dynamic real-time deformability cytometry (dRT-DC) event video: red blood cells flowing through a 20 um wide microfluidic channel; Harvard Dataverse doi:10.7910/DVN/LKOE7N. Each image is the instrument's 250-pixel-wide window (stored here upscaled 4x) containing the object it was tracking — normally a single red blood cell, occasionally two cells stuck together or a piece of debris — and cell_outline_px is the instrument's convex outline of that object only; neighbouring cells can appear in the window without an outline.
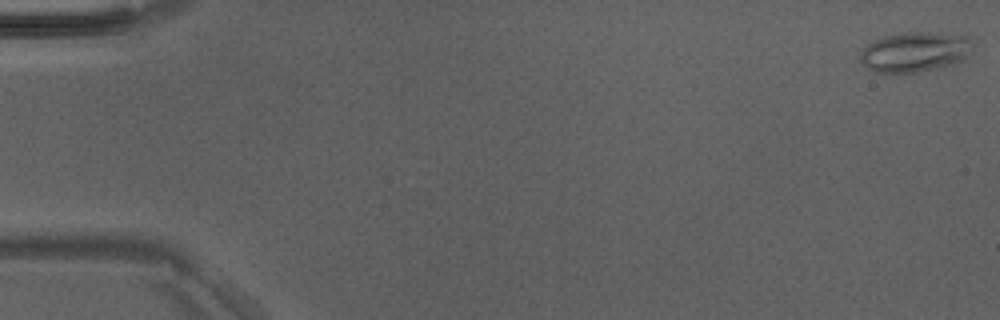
{"species": "Egyptian fruit bat (a non-hibernating species)", "species_latin": "Rousettus aegyptiacus", "temperature_condition": "room temperature", "stored_images_in_passage": 9, "camera_frame_rate_fps": 3000, "um_per_image_px": 0.085, "animal": {"sex": "male"}, "frame": {"image": 1, "passage_image": 1, "time_ms": 0.0, "image_size_px": [1000, 320], "cell_outline_px": [[976, 40], [972, 52], [964, 60], [952, 64], [916, 72], [876, 72], [868, 68], [860, 60], [860, 52], [868, 44], [884, 36], [908, 32], [932, 32], [972, 36]], "centroid_in_image_um": [77.87, 4.39], "position_along_channel_um": 7.1, "area_um2": 26.41}}